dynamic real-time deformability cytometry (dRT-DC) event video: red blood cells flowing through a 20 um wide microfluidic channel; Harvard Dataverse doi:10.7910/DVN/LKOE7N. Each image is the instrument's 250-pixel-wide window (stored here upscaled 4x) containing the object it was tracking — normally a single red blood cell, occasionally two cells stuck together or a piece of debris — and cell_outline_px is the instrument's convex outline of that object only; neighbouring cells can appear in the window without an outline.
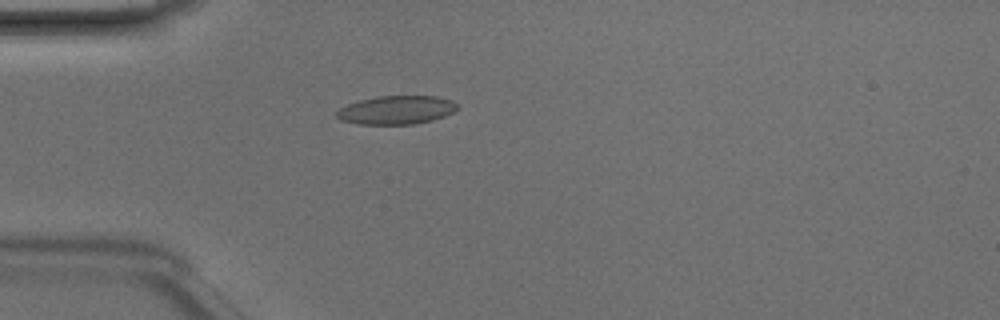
{"species": "Egyptian fruit bat (a non-hibernating species)", "species_latin": "Rousettus aegyptiacus", "temperature_condition": "room temperature", "stored_images_in_passage": 48, "camera_frame_rate_fps": 3000, "um_per_image_px": 0.085, "animal": {"sex": "male"}, "frame": {"image": 1, "passage_image": 14, "time_ms": 4.333, "image_size_px": [1000, 320], "cell_outline_px": [[460, 108], [444, 116], [432, 120], [412, 124], [356, 124], [340, 120], [336, 116], [336, 112], [340, 108], [348, 104], [360, 100], [376, 96], [436, 96], [452, 100], [460, 104]], "centroid_in_image_um": [33.71, 9.34], "position_along_channel_um": 51.3, "area_um2": 20.17}}
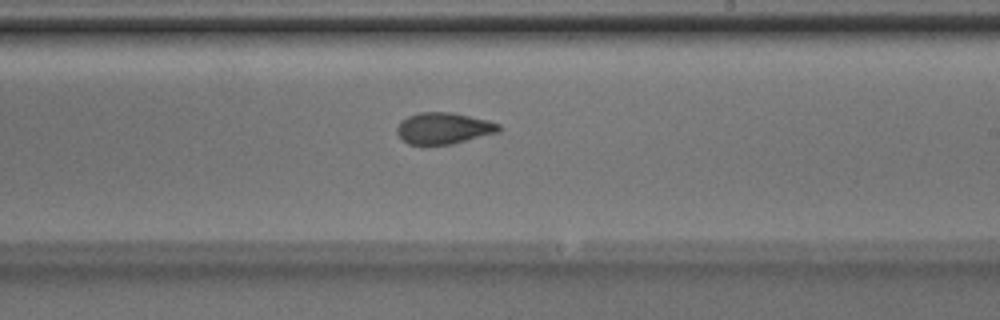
{"frame": {"image": 2, "passage_image": 29, "time_ms": 9.333, "image_size_px": [1000, 320], "cell_outline_px": [[500, 132], [452, 144], [408, 144], [396, 132], [396, 128], [400, 120], [408, 116], [420, 112], [452, 112], [488, 120], [500, 124]], "centroid_in_image_um": [37.71, 10.89], "position_along_channel_um": 251.3, "area_um2": 18.67}}
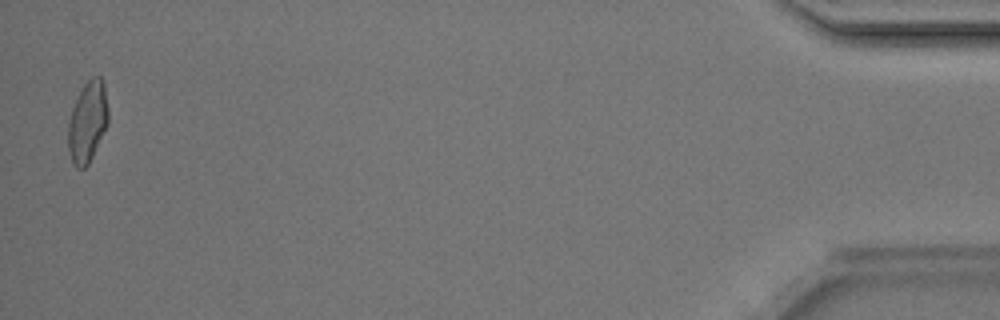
{"frame": {"image": 3, "passage_image": 48, "time_ms": 15.667, "image_size_px": [1000, 320], "cell_outline_px": [[108, 124], [88, 164], [84, 168], [76, 168], [72, 164], [68, 148], [68, 124], [72, 108], [84, 84], [92, 76], [100, 76], [104, 80], [108, 112]], "centroid_in_image_um": [7.44, 10.35], "position_along_channel_um": 427.8, "area_um2": 18.9}, "authors_computed_cell_mechanics": {"area_um2": 19.074, "velocity_mm_per_s": 4.2202, "shape_relaxation_time_tau1_ms": 6.4703, "shape_relaxation_time_tau2_ms": 1.388, "deformation_change_tau1": 0.1892, "deformation_change_tau2": 0.0619}}